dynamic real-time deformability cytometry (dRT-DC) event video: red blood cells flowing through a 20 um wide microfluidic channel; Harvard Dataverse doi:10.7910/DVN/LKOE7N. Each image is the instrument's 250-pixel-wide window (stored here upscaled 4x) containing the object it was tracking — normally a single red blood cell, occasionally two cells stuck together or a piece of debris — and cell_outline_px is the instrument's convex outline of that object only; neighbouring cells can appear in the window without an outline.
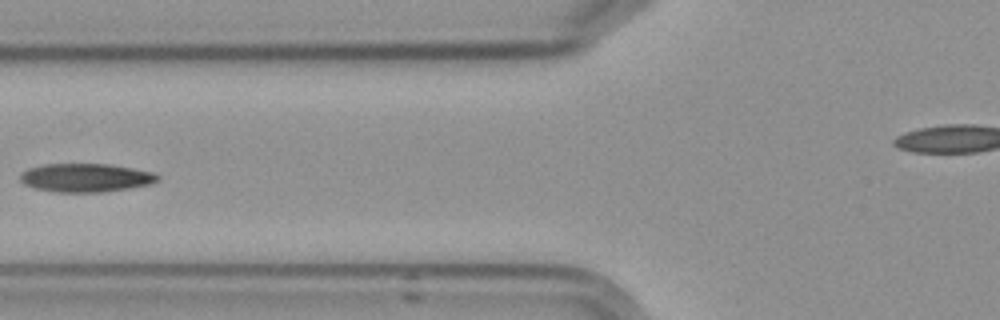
{"species": "Egyptian fruit bat (a non-hibernating species)", "species_latin": "Rousettus aegyptiacus", "temperature_condition": "cold", "stored_images_in_passage": 8, "camera_frame_rate_fps": 3000, "um_per_image_px": 0.085, "frame": {"image": 1, "passage_image": 8, "time_ms": 8.0, "image_size_px": [1000, 320], "cell_outline_px": [[160, 180], [148, 184], [128, 188], [104, 192], [56, 192], [32, 188], [24, 184], [20, 180], [20, 172], [28, 168], [44, 164], [108, 164], [132, 168], [152, 172], [160, 176]], "centroid_in_image_um": [7.24, 15.11], "position_along_channel_um": 118.6, "area_um2": 22.89}}